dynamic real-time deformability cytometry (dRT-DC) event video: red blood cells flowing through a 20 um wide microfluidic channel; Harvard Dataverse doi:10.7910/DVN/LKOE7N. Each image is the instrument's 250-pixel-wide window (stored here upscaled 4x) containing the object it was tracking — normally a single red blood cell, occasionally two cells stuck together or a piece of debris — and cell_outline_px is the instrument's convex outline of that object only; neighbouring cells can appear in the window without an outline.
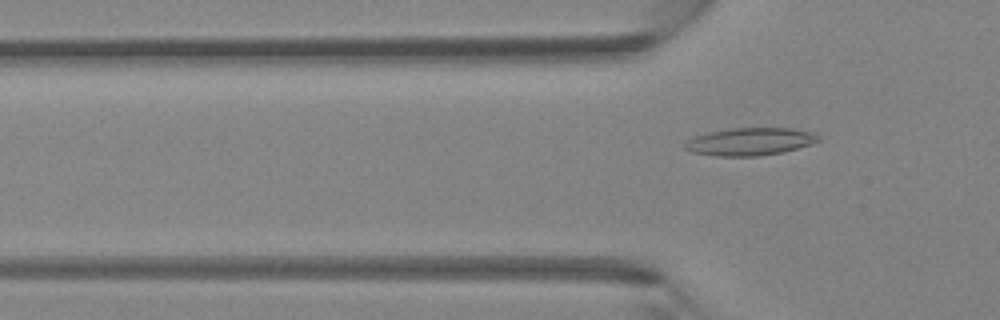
{"species": "Egyptian fruit bat (a non-hibernating species)", "species_latin": "Rousettus aegyptiacus", "temperature_condition": "room temperature", "stored_images_in_passage": 7, "camera_frame_rate_fps": 3000, "um_per_image_px": 0.085, "animal": {"sex": "female"}, "frame": {"image": 1, "passage_image": 7, "time_ms": 2.0, "image_size_px": [1000, 320], "cell_outline_px": [[820, 140], [812, 144], [784, 152], [756, 156], [716, 156], [692, 152], [684, 148], [684, 144], [692, 136], [708, 132], [732, 128], [792, 128], [812, 132], [820, 136]], "centroid_in_image_um": [63.75, 12.03], "position_along_channel_um": 62.0, "area_um2": 21.62}}